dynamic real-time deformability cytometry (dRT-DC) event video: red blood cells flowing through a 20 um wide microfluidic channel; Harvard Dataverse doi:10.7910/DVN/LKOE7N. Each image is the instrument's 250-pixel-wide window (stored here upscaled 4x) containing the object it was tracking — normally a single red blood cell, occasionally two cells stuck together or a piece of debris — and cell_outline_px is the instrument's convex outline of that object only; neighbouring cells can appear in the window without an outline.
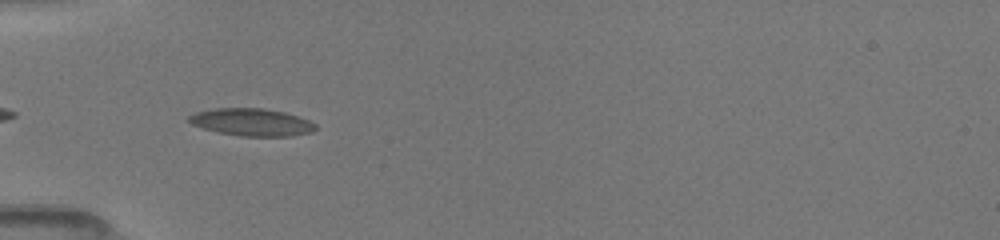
{"species": "common noctule bat (a hibernating species)", "species_latin": "Nyctalus noctula", "temperature_condition": "room temperature", "stored_images_in_passage": 20, "camera_frame_rate_fps": 3000, "um_per_image_px": 0.085, "animal": {"sex": "female", "body_mass_g": 19.5, "forearm_length_mm": 54.1}, "frame": {"image": 1, "passage_image": 2, "time_ms": 0.333, "image_size_px": [1000, 240], "cell_outline_px": [[316, 128], [312, 132], [292, 136], [240, 136], [216, 132], [192, 124], [184, 120], [188, 116], [196, 112], [216, 108], [264, 108], [284, 112], [308, 120], [316, 124]], "centroid_in_image_um": [21.36, 10.39], "position_along_channel_um": 63.6, "area_um2": 20.29}}
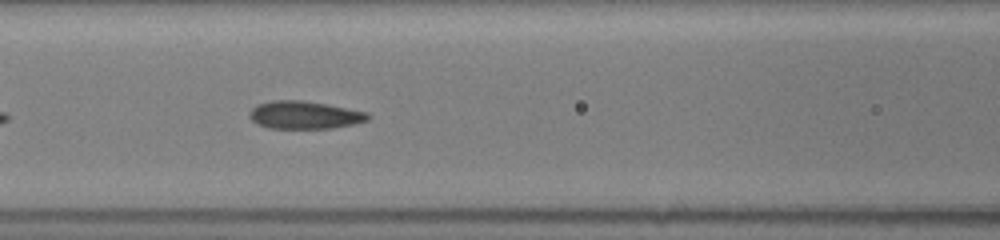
{"frame": {"image": 2, "passage_image": 8, "time_ms": 2.333, "image_size_px": [1000, 240], "cell_outline_px": [[368, 120], [352, 124], [332, 128], [268, 128], [256, 124], [248, 116], [248, 112], [256, 104], [272, 100], [304, 100], [368, 112]], "centroid_in_image_um": [25.81, 9.77], "position_along_channel_um": 140.8, "area_um2": 19.19}}
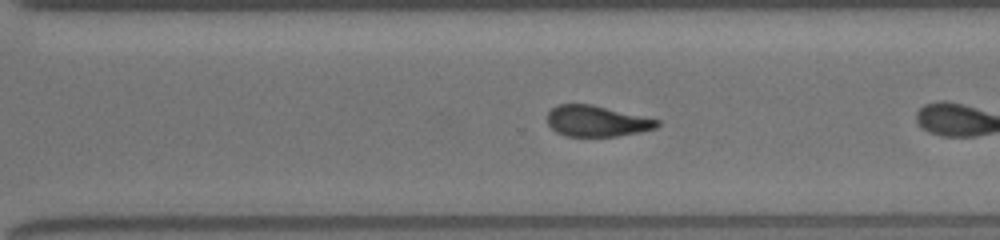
{"frame": {"image": 3, "passage_image": 19, "time_ms": 6.0, "image_size_px": [1000, 240], "cell_outline_px": [[660, 124], [656, 128], [640, 132], [616, 136], [568, 136], [556, 132], [548, 124], [548, 112], [556, 104], [592, 104], [660, 120]], "centroid_in_image_um": [50.72, 10.29], "position_along_channel_um": 319.9, "area_um2": 19.77}}